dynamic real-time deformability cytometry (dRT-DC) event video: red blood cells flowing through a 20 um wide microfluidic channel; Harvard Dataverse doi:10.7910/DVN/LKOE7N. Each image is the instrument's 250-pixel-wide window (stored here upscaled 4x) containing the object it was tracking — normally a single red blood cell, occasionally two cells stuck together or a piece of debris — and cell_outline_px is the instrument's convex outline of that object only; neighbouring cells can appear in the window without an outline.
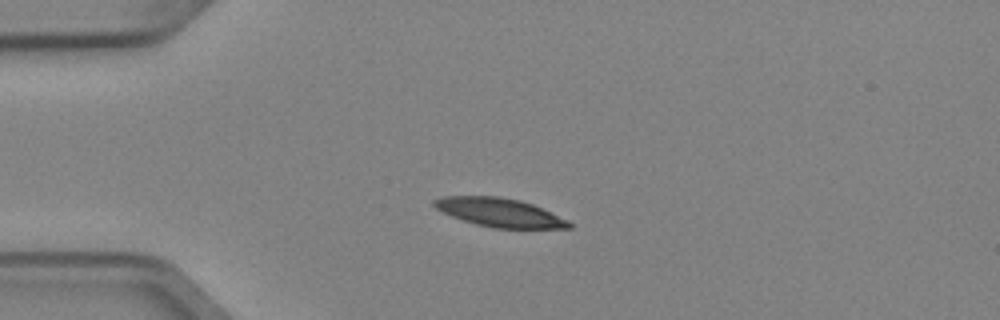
{"species": "Egyptian fruit bat (a non-hibernating species)", "species_latin": "Rousettus aegyptiacus", "temperature_condition": "cold", "stored_images_in_passage": 4, "camera_frame_rate_fps": 3000, "um_per_image_px": 0.085, "animal": {"sex": "female"}, "frame": {"image": 1, "passage_image": 3, "time_ms": 0.667, "image_size_px": [1000, 320], "cell_outline_px": [[572, 228], [496, 228], [476, 224], [452, 216], [436, 208], [432, 204], [432, 200], [444, 196], [500, 196], [520, 200], [532, 204], [568, 220], [572, 224]], "centroid_in_image_um": [42.46, 18.05], "position_along_channel_um": 42.5, "area_um2": 22.31}}